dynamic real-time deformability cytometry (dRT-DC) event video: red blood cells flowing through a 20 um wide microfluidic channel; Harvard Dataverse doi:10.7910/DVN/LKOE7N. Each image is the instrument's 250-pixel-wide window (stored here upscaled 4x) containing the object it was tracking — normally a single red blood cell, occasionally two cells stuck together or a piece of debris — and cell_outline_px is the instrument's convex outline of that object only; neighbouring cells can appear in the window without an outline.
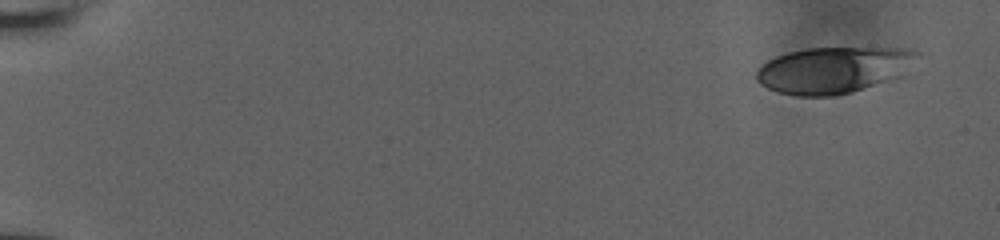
{"species": "human", "species_latin": "Homo sapiens", "temperature_condition": "room temperature", "stored_images_in_passage": 18, "camera_frame_rate_fps": 3000, "um_per_image_px": 0.085, "donor": {"sex": "male"}, "frame": {"image": 1, "passage_image": 1, "time_ms": 0.0, "image_size_px": [1000, 240], "cell_outline_px": [[920, 56], [900, 76], [852, 92], [832, 96], [796, 96], [780, 92], [768, 88], [760, 84], [756, 80], [756, 72], [768, 60], [776, 56], [788, 52], [808, 48], [900, 48], [916, 52]], "centroid_in_image_um": [70.82, 5.95], "position_along_channel_um": 14.2, "area_um2": 43.0}}
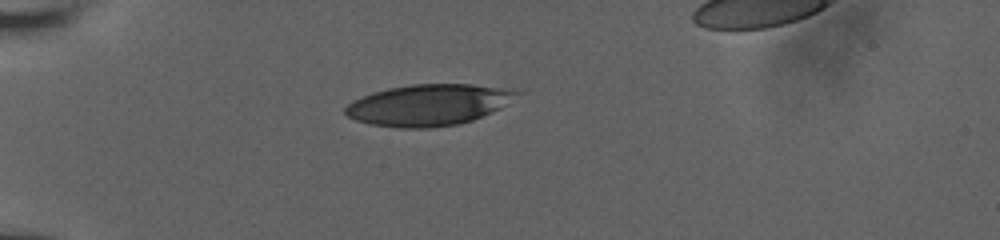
{"frame": {"image": 2, "passage_image": 13, "time_ms": 4.667, "image_size_px": [1000, 240], "cell_outline_px": [[524, 92], [500, 108], [492, 112], [472, 120], [460, 124], [432, 128], [400, 128], [368, 124], [356, 120], [348, 116], [344, 112], [344, 108], [352, 100], [372, 92], [388, 88], [412, 84], [472, 84], [512, 88]], "centroid_in_image_um": [36.45, 8.91], "position_along_channel_um": 48.5, "area_um2": 41.67}}
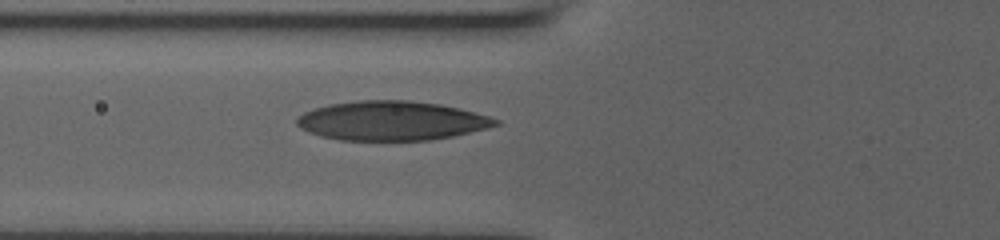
{"frame": {"image": 3, "passage_image": 18, "time_ms": 6.667, "image_size_px": [1000, 240], "cell_outline_px": [[500, 124], [452, 136], [428, 140], [340, 140], [324, 136], [300, 128], [296, 124], [296, 120], [304, 112], [328, 104], [360, 100], [408, 100], [440, 104], [460, 108], [488, 116], [500, 120]], "centroid_in_image_um": [33.28, 10.25], "position_along_channel_um": 92.5, "area_um2": 45.03}}